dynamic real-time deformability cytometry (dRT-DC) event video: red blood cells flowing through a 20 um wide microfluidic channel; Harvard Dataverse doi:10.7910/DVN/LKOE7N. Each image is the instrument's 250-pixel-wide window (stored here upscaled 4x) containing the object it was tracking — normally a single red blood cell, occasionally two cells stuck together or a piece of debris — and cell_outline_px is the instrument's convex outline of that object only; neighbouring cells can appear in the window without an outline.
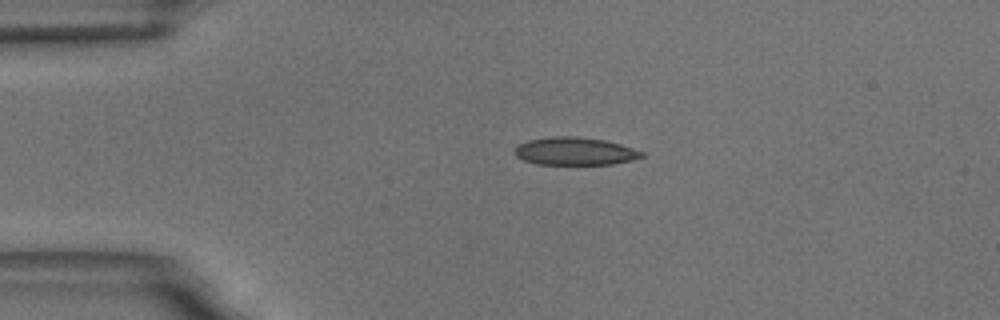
{"species": "common noctule bat (a hibernating species)", "species_latin": "Nyctalus noctula", "temperature_condition": "room temperature", "stored_images_in_passage": 46, "camera_frame_rate_fps": 3000, "um_per_image_px": 0.085, "animal": {"sex": "male", "body_mass_g": 18.8}, "frame": {"image": 1, "passage_image": 1, "time_ms": 0.0, "image_size_px": [1000, 320], "cell_outline_px": [[644, 156], [632, 160], [612, 164], [536, 164], [524, 160], [516, 156], [516, 144], [528, 140], [552, 136], [576, 136], [604, 140], [620, 144], [644, 152]], "centroid_in_image_um": [48.85, 12.85], "position_along_channel_um": 36.1, "area_um2": 20.52}}
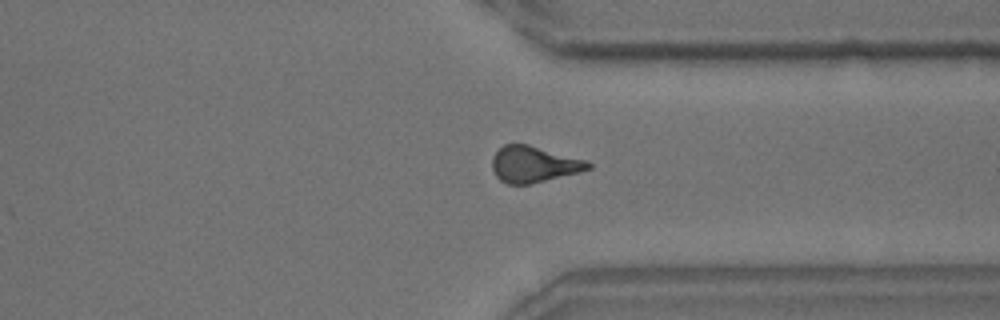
{"frame": {"image": 2, "passage_image": 32, "time_ms": 10.333, "image_size_px": [1000, 320], "cell_outline_px": [[592, 168], [528, 184], [508, 184], [500, 180], [496, 176], [492, 168], [492, 156], [504, 144], [528, 144], [588, 160], [592, 164]], "centroid_in_image_um": [45.36, 13.94], "position_along_channel_um": 366.0, "area_um2": 20.06}}
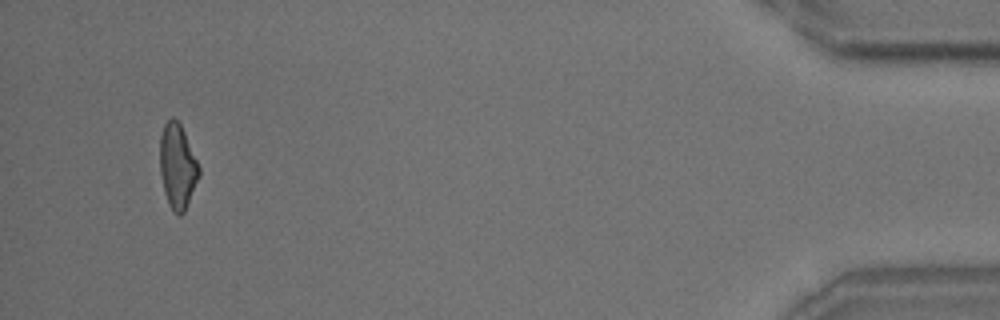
{"frame": {"image": 3, "passage_image": 43, "time_ms": 14.0, "image_size_px": [1000, 320], "cell_outline_px": [[200, 176], [184, 212], [180, 216], [172, 212], [168, 204], [164, 192], [160, 172], [160, 136], [164, 124], [172, 116], [180, 124], [184, 132], [200, 168]], "centroid_in_image_um": [15.08, 14.17], "position_along_channel_um": 420.1, "area_um2": 19.31}, "authors_computed_cell_mechanics": {"area_um2": 20.4323, "velocity_mm_per_s": 3.5348, "shape_relaxation_time_tau1_ms": 7.9547, "shape_relaxation_time_tau2_ms": 2.4125, "deformation_change_tau1": 0.205, "deformation_change_tau2": 0.1129}}